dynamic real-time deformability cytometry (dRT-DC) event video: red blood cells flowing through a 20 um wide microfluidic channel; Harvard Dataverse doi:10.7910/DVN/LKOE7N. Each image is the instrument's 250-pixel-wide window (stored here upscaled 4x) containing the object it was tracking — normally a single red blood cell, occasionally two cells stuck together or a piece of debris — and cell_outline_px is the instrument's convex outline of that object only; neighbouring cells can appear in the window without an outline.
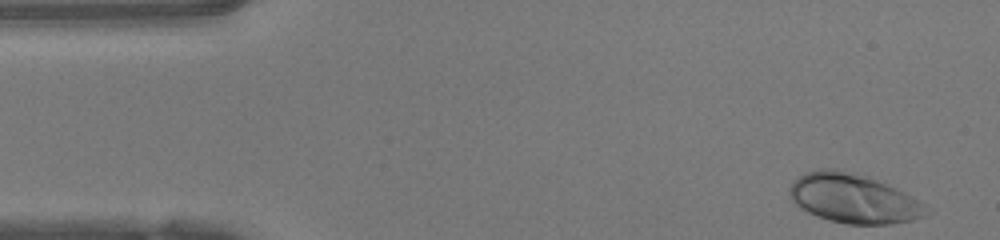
{"species": "human", "species_latin": "Homo sapiens", "temperature_condition": "warm", "stored_images_in_passage": 46, "camera_frame_rate_fps": 3000, "um_per_image_px": 0.085, "donor": {"sex": "female"}, "frame": {"image": 1, "passage_image": 1, "time_ms": 0.0, "image_size_px": [1000, 240], "cell_outline_px": [[932, 212], [924, 216], [912, 220], [888, 224], [848, 224], [832, 220], [808, 212], [800, 208], [792, 200], [788, 192], [788, 188], [804, 172], [820, 168], [836, 168], [868, 176], [904, 192], [924, 204]], "centroid_in_image_um": [72.55, 16.86], "position_along_channel_um": 12.5, "area_um2": 39.07}}
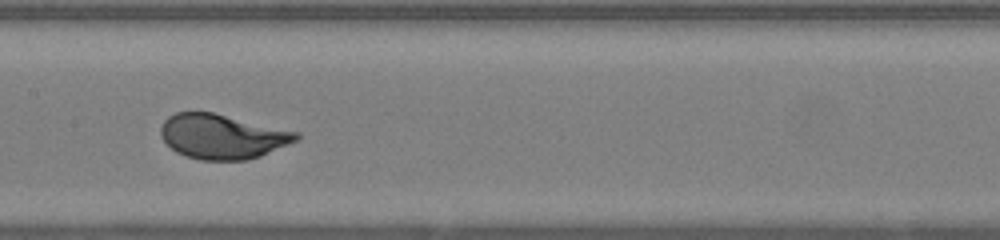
{"frame": {"image": 2, "passage_image": 21, "time_ms": 6.667, "image_size_px": [1000, 240], "cell_outline_px": [[300, 140], [260, 156], [248, 160], [200, 160], [176, 152], [164, 140], [160, 132], [160, 128], [164, 120], [168, 116], [176, 112], [212, 112], [300, 132]], "centroid_in_image_um": [18.93, 11.6], "position_along_channel_um": 188.5, "area_um2": 35.32}}
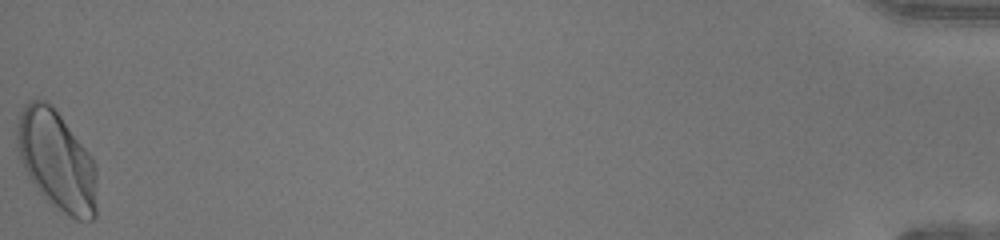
{"frame": {"image": 3, "passage_image": 46, "time_ms": 15.0, "image_size_px": [1000, 240], "cell_outline_px": [[96, 216], [92, 220], [76, 220], [68, 216], [52, 204], [32, 184], [20, 160], [16, 148], [16, 120], [24, 104], [32, 100], [44, 100], [52, 104], [92, 156], [96, 164]], "centroid_in_image_um": [4.81, 13.62], "position_along_channel_um": 430.4, "area_um2": 46.88}, "authors_computed_cell_mechanics": {"area_um2": 35.7782, "velocity_mm_per_s": 4.2143, "shape_relaxation_time_tau1_ms": 2.3115, "shape_relaxation_time_tau2_ms": null, "deformation_change_tau1": 0.1507, "deformation_change_tau2": null}}